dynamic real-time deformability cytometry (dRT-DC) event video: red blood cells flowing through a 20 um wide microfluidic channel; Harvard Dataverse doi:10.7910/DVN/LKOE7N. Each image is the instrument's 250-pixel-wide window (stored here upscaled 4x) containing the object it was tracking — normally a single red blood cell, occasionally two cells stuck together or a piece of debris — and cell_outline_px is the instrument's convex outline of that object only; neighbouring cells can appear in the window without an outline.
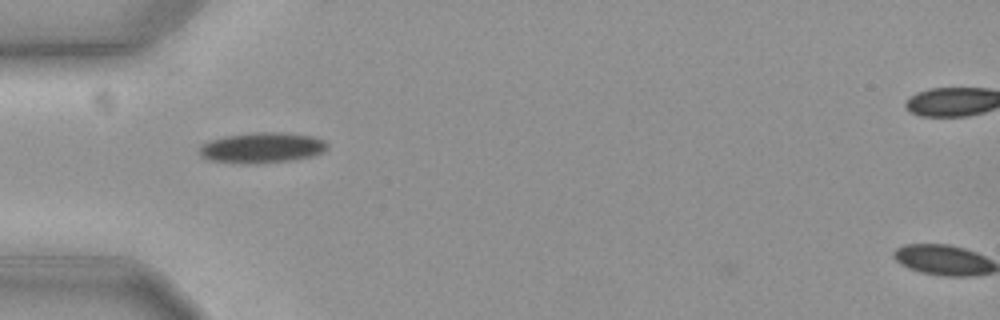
{"species": "common noctule bat (a hibernating species)", "species_latin": "Nyctalus noctula", "temperature_condition": "cold", "stored_images_in_passage": 40, "camera_frame_rate_fps": 3000, "um_per_image_px": 0.085, "animal": {"sex": "female", "body_mass_g": 19.3, "forearm_length_mm": 54.1}, "frame": {"image": 1, "passage_image": 1, "time_ms": 0.0, "image_size_px": [1000, 320], "cell_outline_px": [[328, 148], [324, 152], [312, 156], [296, 160], [256, 164], [240, 164], [208, 160], [200, 156], [196, 152], [200, 144], [224, 136], [252, 132], [280, 132], [312, 136], [324, 140], [328, 144]], "centroid_in_image_um": [22.23, 12.57], "position_along_channel_um": 62.8, "area_um2": 23.35}}
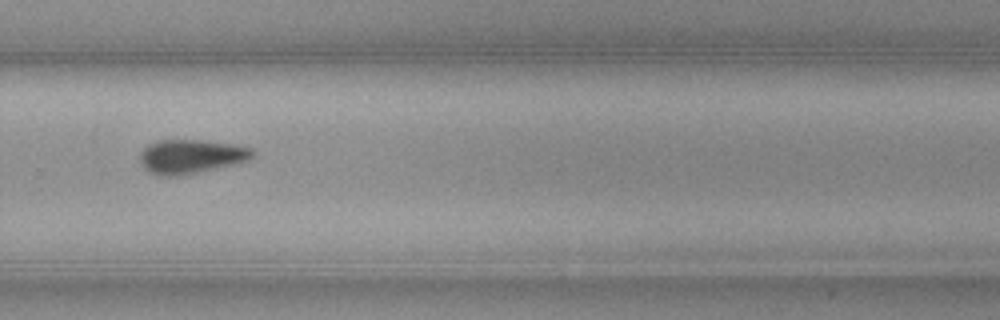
{"frame": {"image": 2, "passage_image": 22, "time_ms": 7.0, "image_size_px": [1000, 320], "cell_outline_px": [[256, 152], [248, 160], [200, 172], [180, 176], [164, 176], [148, 172], [140, 164], [140, 152], [148, 144], [156, 140], [204, 140], [236, 144], [252, 148]], "centroid_in_image_um": [16.21, 13.29], "position_along_channel_um": 313.6, "area_um2": 22.54}}
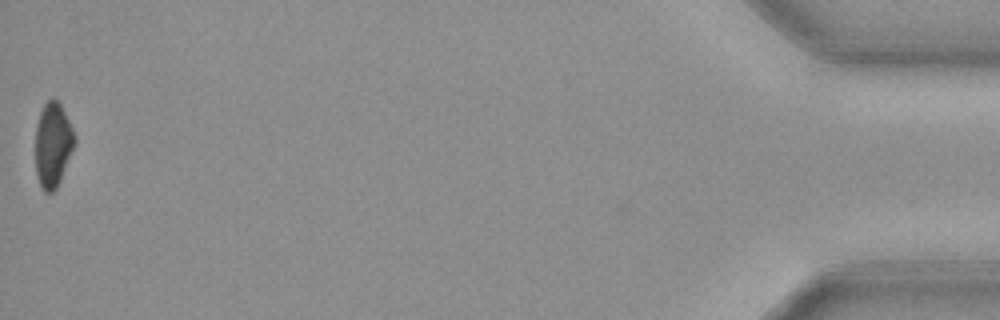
{"frame": {"image": 3, "passage_image": 40, "time_ms": 13.0, "image_size_px": [1000, 320], "cell_outline_px": [[76, 144], [60, 180], [56, 188], [52, 192], [44, 192], [40, 184], [36, 172], [36, 124], [40, 112], [44, 104], [52, 96], [60, 104], [76, 136]], "centroid_in_image_um": [4.5, 12.29], "position_along_channel_um": 430.7, "area_um2": 19.25}, "authors_computed_cell_mechanics": {"area_um2": 22.1085, "velocity_mm_per_s": 3.6311, "shape_relaxation_time_tau1_ms": 3.52, "shape_relaxation_time_tau2_ms": null, "deformation_change_tau1": 0.0877, "deformation_change_tau2": null}}